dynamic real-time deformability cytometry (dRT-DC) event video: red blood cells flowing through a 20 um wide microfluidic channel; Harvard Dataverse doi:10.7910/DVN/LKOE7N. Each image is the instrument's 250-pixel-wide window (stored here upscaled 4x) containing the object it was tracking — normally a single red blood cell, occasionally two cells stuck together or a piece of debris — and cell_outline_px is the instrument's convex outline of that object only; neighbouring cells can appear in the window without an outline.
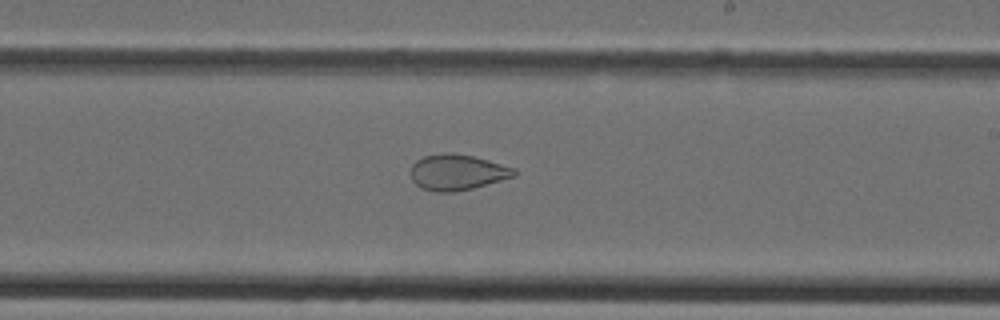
{"species": "Egyptian fruit bat (a non-hibernating species)", "species_latin": "Rousettus aegyptiacus", "temperature_condition": "cold", "stored_images_in_passage": 39, "camera_frame_rate_fps": 3000, "um_per_image_px": 0.085, "animal": {"sex": "female"}, "frame": {"image": 1, "passage_image": 23, "time_ms": 7.333, "image_size_px": [1000, 320], "cell_outline_px": [[516, 176], [472, 188], [456, 192], [436, 192], [420, 188], [412, 180], [412, 164], [416, 160], [424, 156], [444, 152], [448, 152], [472, 156], [488, 160], [516, 168]], "centroid_in_image_um": [38.86, 14.64], "position_along_channel_um": 250.1, "area_um2": 21.56}}